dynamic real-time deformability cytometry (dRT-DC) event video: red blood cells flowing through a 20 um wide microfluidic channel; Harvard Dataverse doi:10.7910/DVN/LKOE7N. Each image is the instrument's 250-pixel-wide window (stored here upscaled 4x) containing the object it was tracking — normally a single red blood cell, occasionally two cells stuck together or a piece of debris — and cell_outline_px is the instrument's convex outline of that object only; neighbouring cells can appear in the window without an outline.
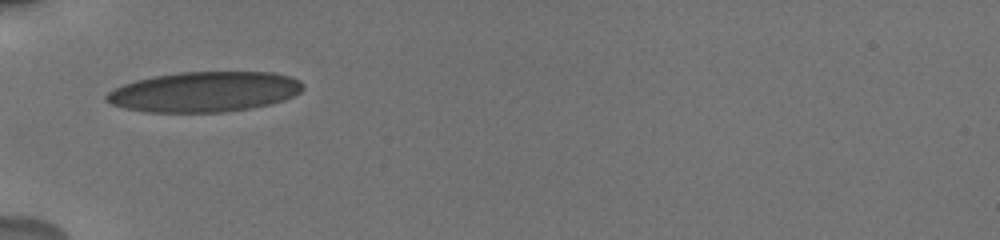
{"species": "human", "species_latin": "Homo sapiens", "temperature_condition": "cold", "stored_images_in_passage": 35, "camera_frame_rate_fps": 3000, "um_per_image_px": 0.085, "donor": {"sex": "male"}, "frame": {"image": 1, "passage_image": 1, "time_ms": 0.0, "image_size_px": [1000, 240], "cell_outline_px": [[304, 88], [300, 92], [284, 100], [252, 108], [220, 112], [144, 112], [124, 108], [112, 104], [104, 100], [104, 96], [108, 92], [124, 84], [136, 80], [152, 76], [180, 72], [272, 72], [292, 76], [300, 80], [304, 84]], "centroid_in_image_um": [17.38, 7.8], "position_along_channel_um": 67.6, "area_um2": 46.24}}
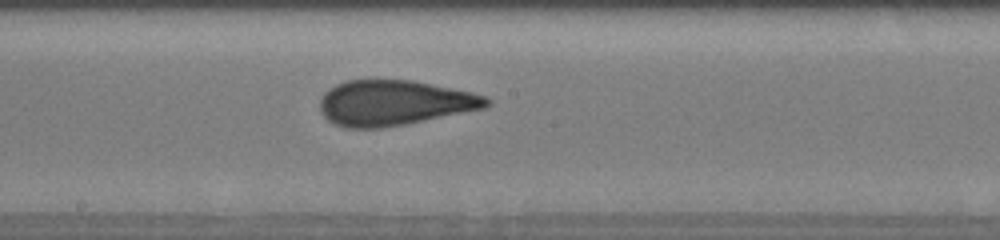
{"frame": {"image": 2, "passage_image": 17, "time_ms": 4.0, "image_size_px": [1000, 240], "cell_outline_px": [[492, 104], [484, 108], [404, 124], [380, 128], [344, 128], [328, 120], [320, 112], [320, 96], [328, 88], [336, 84], [348, 80], [412, 80], [472, 92], [488, 96], [492, 100]], "centroid_in_image_um": [33.5, 8.73], "position_along_channel_um": 214.7, "area_um2": 43.99}}
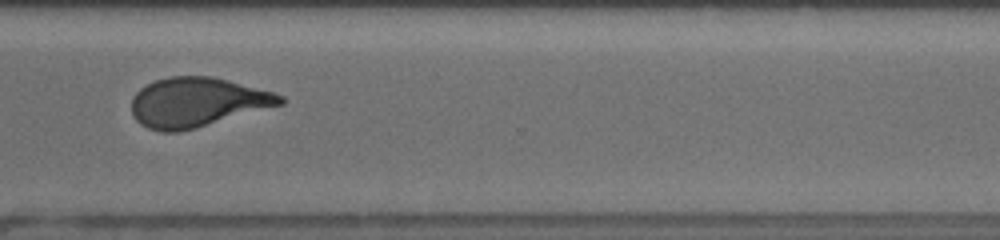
{"frame": {"image": 3, "passage_image": 34, "time_ms": 7.667, "image_size_px": [1000, 240], "cell_outline_px": [[284, 104], [196, 128], [180, 132], [160, 132], [148, 128], [140, 124], [132, 116], [132, 96], [140, 88], [156, 80], [168, 76], [212, 76], [228, 80], [272, 92], [284, 96]], "centroid_in_image_um": [16.73, 8.7], "position_along_channel_um": 353.9, "area_um2": 42.89}}